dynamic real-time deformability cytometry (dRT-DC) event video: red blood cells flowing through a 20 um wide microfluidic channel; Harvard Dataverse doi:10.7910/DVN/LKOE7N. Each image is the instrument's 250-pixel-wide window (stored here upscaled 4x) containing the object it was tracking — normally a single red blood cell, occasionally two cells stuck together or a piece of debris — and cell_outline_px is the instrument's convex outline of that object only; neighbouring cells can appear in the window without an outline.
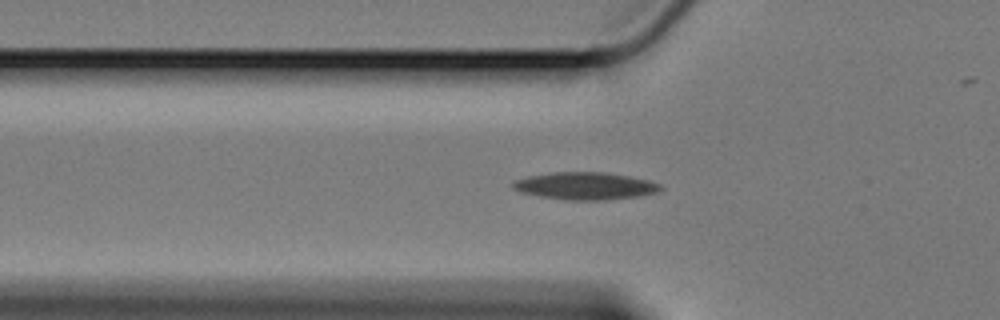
{"species": "Egyptian fruit bat (a non-hibernating species)", "species_latin": "Rousettus aegyptiacus", "temperature_condition": "cold", "stored_images_in_passage": 51, "camera_frame_rate_fps": 3000, "um_per_image_px": 0.085, "animal": {"sex": "female"}, "frame": {"image": 1, "passage_image": 18, "time_ms": 5.667, "image_size_px": [1000, 320], "cell_outline_px": [[664, 188], [656, 192], [640, 196], [608, 200], [564, 200], [540, 196], [520, 192], [512, 188], [512, 180], [528, 176], [552, 172], [604, 172], [628, 176], [648, 180], [660, 184]], "centroid_in_image_um": [49.72, 15.81], "position_along_channel_um": 76.1, "area_um2": 23.7}}
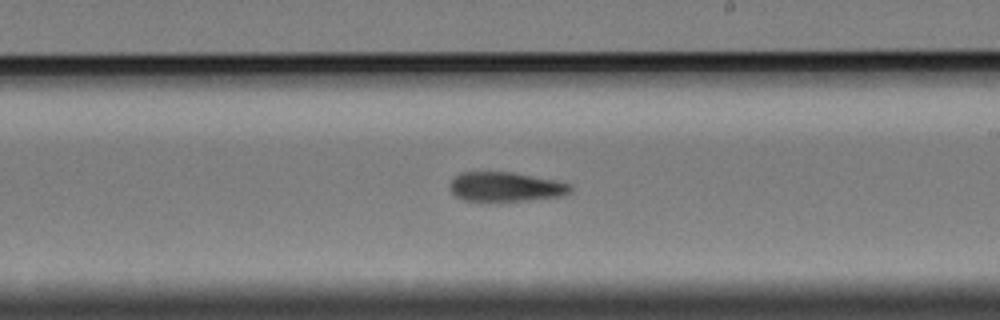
{"frame": {"image": 2, "passage_image": 33, "time_ms": 10.667, "image_size_px": [1000, 320], "cell_outline_px": [[572, 192], [564, 196], [524, 200], [464, 200], [456, 196], [452, 192], [452, 180], [460, 172], [512, 172], [556, 180], [572, 184]], "centroid_in_image_um": [43.06, 15.86], "position_along_channel_um": 245.9, "area_um2": 20.4}}
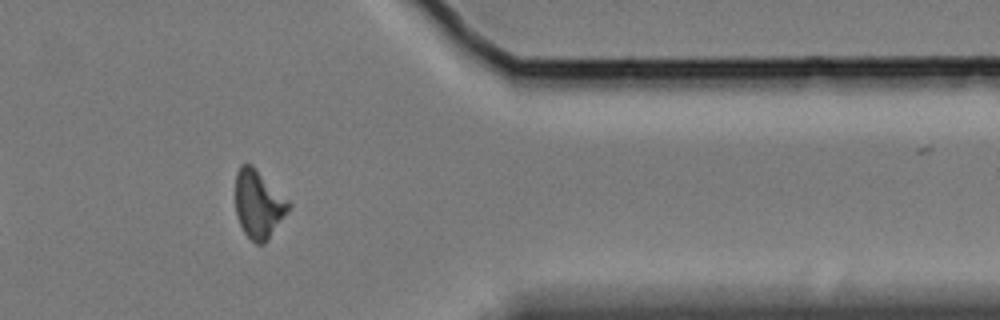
{"frame": {"image": 3, "passage_image": 47, "time_ms": 15.333, "image_size_px": [1000, 320], "cell_outline_px": [[292, 204], [288, 212], [268, 240], [264, 244], [256, 244], [244, 232], [240, 224], [236, 212], [236, 172], [240, 164], [252, 164]], "centroid_in_image_um": [21.98, 17.36], "position_along_channel_um": 389.4, "area_um2": 21.04}}